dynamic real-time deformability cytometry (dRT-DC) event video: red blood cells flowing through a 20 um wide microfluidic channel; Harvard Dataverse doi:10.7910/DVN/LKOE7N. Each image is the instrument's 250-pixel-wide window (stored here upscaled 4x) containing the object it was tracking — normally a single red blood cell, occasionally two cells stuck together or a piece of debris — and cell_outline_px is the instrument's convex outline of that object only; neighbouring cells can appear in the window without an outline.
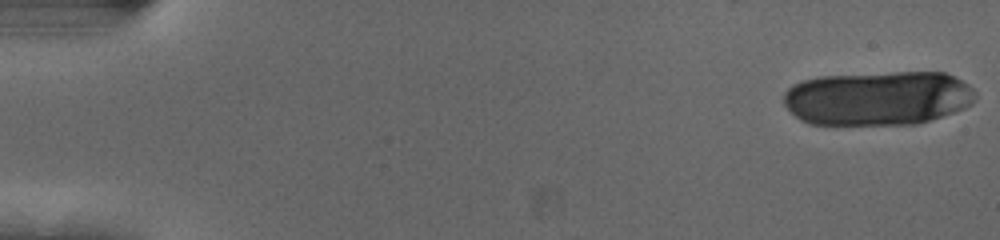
{"species": "human", "species_latin": "Homo sapiens", "temperature_condition": "cold", "stored_images_in_passage": 20, "camera_frame_rate_fps": 3000, "um_per_image_px": 0.085, "donor": {"sex": "female"}, "frame": {"image": 1, "passage_image": 1, "time_ms": 0.0, "image_size_px": [1000, 240], "cell_outline_px": [[976, 100], [972, 104], [964, 108], [916, 124], [812, 124], [800, 120], [784, 104], [784, 92], [792, 84], [800, 80], [820, 76], [896, 72], [944, 72], [956, 76], [968, 84], [976, 92]], "centroid_in_image_um": [74.63, 8.32], "position_along_channel_um": 10.4, "area_um2": 60.86}}